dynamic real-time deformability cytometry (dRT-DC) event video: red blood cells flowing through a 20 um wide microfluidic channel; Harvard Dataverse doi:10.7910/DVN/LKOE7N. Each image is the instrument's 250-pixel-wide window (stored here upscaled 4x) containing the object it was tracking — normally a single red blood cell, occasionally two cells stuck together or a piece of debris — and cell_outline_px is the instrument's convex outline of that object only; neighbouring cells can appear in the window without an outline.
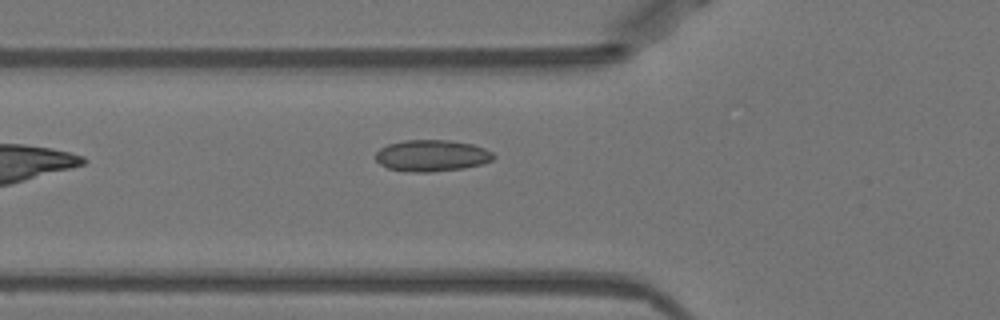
{"species": "Egyptian fruit bat (a non-hibernating species)", "species_latin": "Rousettus aegyptiacus", "temperature_condition": "warm", "stored_images_in_passage": 33, "camera_frame_rate_fps": 3000, "um_per_image_px": 0.085, "animal": {"sex": "female"}, "frame": {"image": 1, "passage_image": 3, "time_ms": 0.667, "image_size_px": [1000, 320], "cell_outline_px": [[496, 156], [492, 160], [480, 164], [464, 168], [432, 172], [416, 172], [388, 168], [380, 164], [376, 160], [376, 152], [380, 148], [388, 144], [404, 140], [448, 140], [472, 144], [484, 148], [492, 152]], "centroid_in_image_um": [36.7, 13.22], "position_along_channel_um": 89.1, "area_um2": 21.56}}
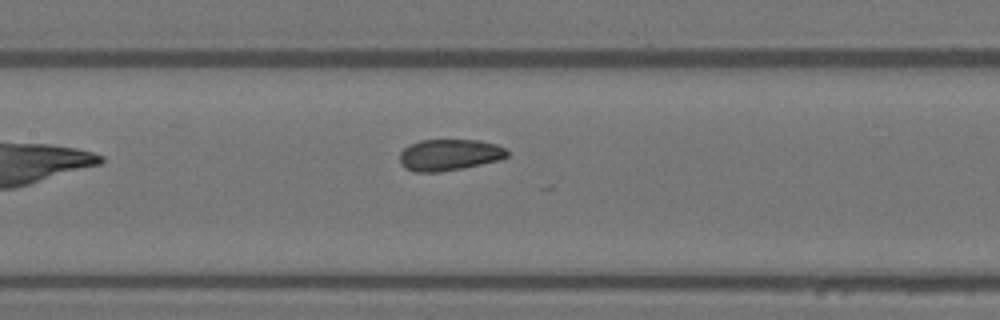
{"frame": {"image": 2, "passage_image": 9, "time_ms": 2.667, "image_size_px": [1000, 320], "cell_outline_px": [[508, 156], [500, 160], [440, 172], [416, 172], [404, 168], [400, 164], [400, 152], [404, 148], [420, 140], [480, 140], [496, 144], [504, 148], [508, 152]], "centroid_in_image_um": [38.18, 13.16], "position_along_channel_um": 169.2, "area_um2": 19.59}}
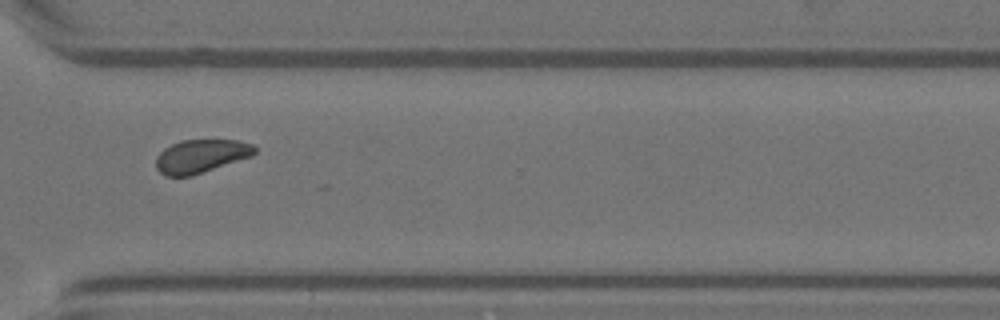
{"frame": {"image": 3, "passage_image": 23, "time_ms": 7.333, "image_size_px": [1000, 320], "cell_outline_px": [[256, 152], [252, 156], [192, 176], [164, 176], [156, 168], [156, 156], [164, 148], [180, 140], [236, 140], [252, 144], [256, 148]], "centroid_in_image_um": [17.06, 13.27], "position_along_channel_um": 353.5, "area_um2": 19.25}, "authors_computed_cell_mechanics": {"area_um2": 19.8254, "velocity_mm_per_s": 3.9553, "shape_relaxation_time_tau1_ms": 3.357, "shape_relaxation_time_tau2_ms": 1.2788, "deformation_change_tau1": 0.0895, "deformation_change_tau2": 0.0655}}